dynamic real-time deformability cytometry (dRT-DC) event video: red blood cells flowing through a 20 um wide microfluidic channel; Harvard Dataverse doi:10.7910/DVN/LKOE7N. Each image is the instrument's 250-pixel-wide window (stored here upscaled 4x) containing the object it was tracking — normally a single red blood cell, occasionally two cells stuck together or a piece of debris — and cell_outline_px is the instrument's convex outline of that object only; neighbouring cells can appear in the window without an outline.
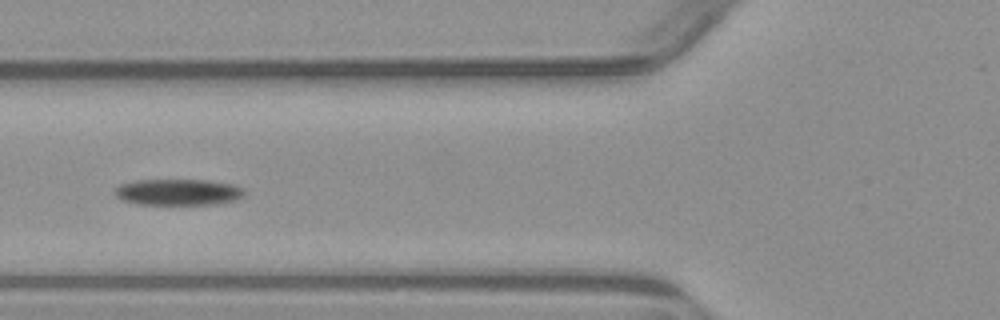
{"species": "common noctule bat (a hibernating species)", "species_latin": "Nyctalus noctula", "temperature_condition": "warm", "stored_images_in_passage": 6, "camera_frame_rate_fps": 3000, "um_per_image_px": 0.085, "animal": {"sex": "male", "body_mass_g": 23.1, "forearm_length_mm": 52.7}, "frame": {"image": 1, "passage_image": 6, "time_ms": 6.0, "image_size_px": [1000, 320], "cell_outline_px": [[244, 196], [236, 200], [216, 204], [136, 204], [124, 200], [116, 196], [112, 192], [120, 184], [136, 180], [204, 180], [236, 184], [244, 188]], "centroid_in_image_um": [15.17, 16.32], "position_along_channel_um": 110.6, "area_um2": 19.94}}